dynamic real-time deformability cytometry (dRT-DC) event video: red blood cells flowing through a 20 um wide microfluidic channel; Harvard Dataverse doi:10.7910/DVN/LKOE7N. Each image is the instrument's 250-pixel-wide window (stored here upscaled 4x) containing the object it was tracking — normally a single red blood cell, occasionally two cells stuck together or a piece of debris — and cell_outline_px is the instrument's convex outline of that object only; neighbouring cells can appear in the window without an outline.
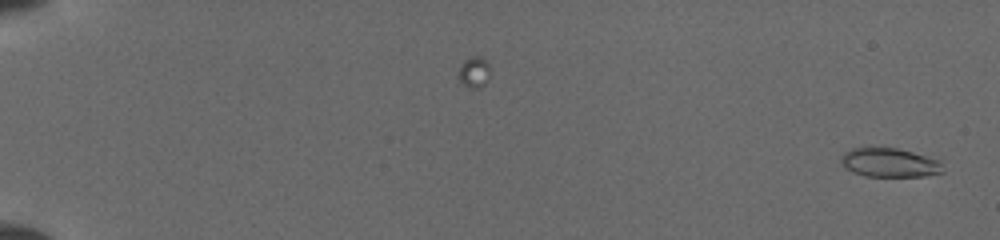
{"species": "common noctule bat (a hibernating species)", "species_latin": "Nyctalus noctula", "temperature_condition": "cold", "stored_images_in_passage": 41, "camera_frame_rate_fps": 3000, "um_per_image_px": 0.085, "animal": {"sex": "female", "body_mass_g": 19.5, "forearm_length_mm": 54.1}, "frame": {"image": 1, "passage_image": 2, "time_ms": 0.333, "image_size_px": [1000, 240], "cell_outline_px": [[944, 172], [924, 176], [864, 176], [852, 172], [844, 168], [840, 160], [840, 156], [844, 152], [852, 148], [896, 148], [912, 152], [940, 160]], "centroid_in_image_um": [75.58, 13.83], "position_along_channel_um": 9.4, "area_um2": 17.22}}
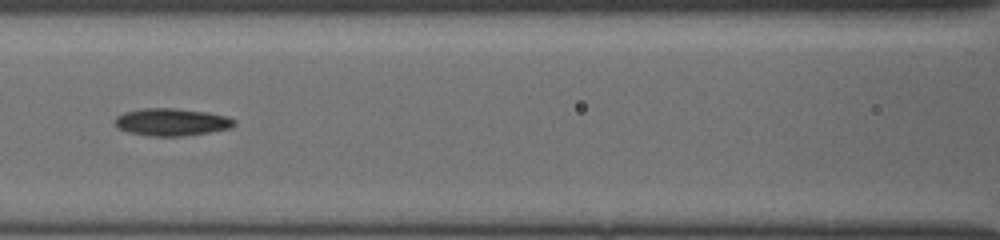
{"frame": {"image": 2, "passage_image": 33, "time_ms": 8.667, "image_size_px": [1000, 240], "cell_outline_px": [[236, 124], [232, 128], [184, 136], [148, 136], [128, 132], [112, 124], [116, 116], [128, 112], [144, 108], [172, 108], [204, 112], [224, 116], [236, 120]], "centroid_in_image_um": [14.57, 10.39], "position_along_channel_um": 152.0, "area_um2": 18.9}}
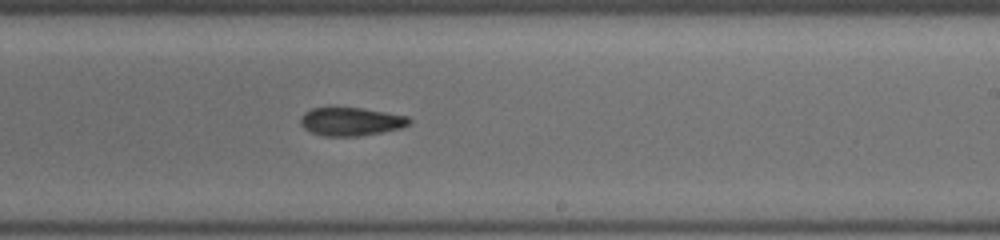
{"frame": {"image": 3, "passage_image": 41, "time_ms": 11.333, "image_size_px": [1000, 240], "cell_outline_px": [[412, 120], [408, 124], [400, 128], [384, 132], [360, 136], [324, 136], [312, 132], [304, 128], [300, 124], [300, 120], [304, 112], [312, 108], [360, 108], [408, 116]], "centroid_in_image_um": [29.83, 10.34], "position_along_channel_um": 259.2, "area_um2": 17.8}}